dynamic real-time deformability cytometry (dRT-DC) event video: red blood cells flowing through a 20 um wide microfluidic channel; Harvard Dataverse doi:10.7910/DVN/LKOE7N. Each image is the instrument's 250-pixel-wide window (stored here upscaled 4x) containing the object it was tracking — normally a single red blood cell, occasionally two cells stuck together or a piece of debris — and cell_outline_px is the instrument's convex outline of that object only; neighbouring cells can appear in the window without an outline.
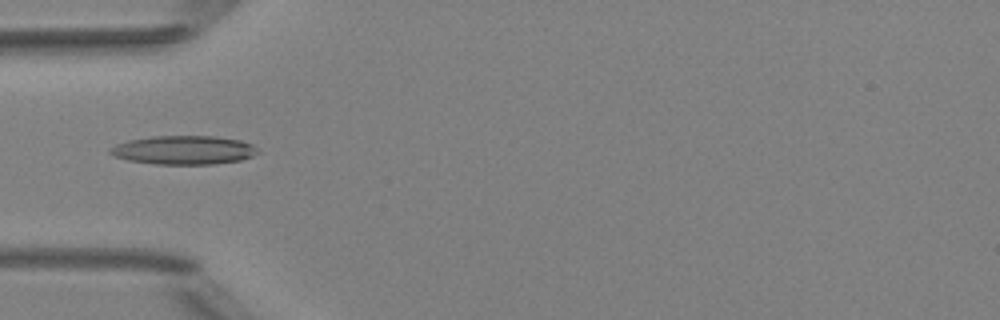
{"species": "Egyptian fruit bat (a non-hibernating species)", "species_latin": "Rousettus aegyptiacus", "temperature_condition": "room temperature", "stored_images_in_passage": 4, "camera_frame_rate_fps": 3000, "um_per_image_px": 0.085, "animal": {"sex": "female"}, "frame": {"image": 1, "passage_image": 4, "time_ms": 3.667, "image_size_px": [1000, 320], "cell_outline_px": [[260, 152], [252, 156], [240, 160], [212, 164], [156, 164], [128, 160], [112, 156], [108, 152], [108, 148], [116, 144], [128, 140], [152, 136], [216, 136], [240, 140], [252, 144]], "centroid_in_image_um": [15.58, 12.75], "position_along_channel_um": 69.4, "area_um2": 24.85}}